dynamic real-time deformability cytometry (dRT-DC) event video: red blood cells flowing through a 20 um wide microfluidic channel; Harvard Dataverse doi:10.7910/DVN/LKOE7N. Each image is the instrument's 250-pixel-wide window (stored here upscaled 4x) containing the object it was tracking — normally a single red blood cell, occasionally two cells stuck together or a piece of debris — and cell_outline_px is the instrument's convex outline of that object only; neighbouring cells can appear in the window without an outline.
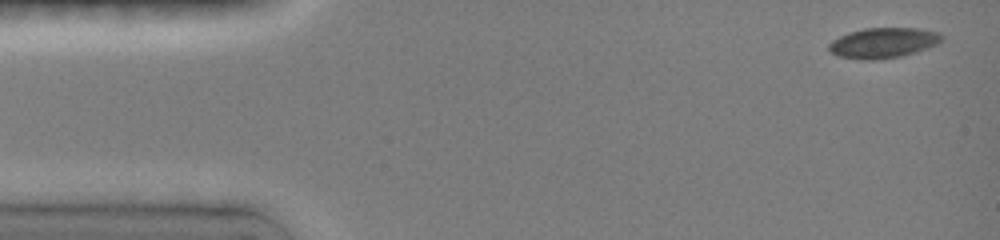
{"species": "common noctule bat (a hibernating species)", "species_latin": "Nyctalus noctula", "temperature_condition": "room temperature", "stored_images_in_passage": 7, "camera_frame_rate_fps": 3000, "um_per_image_px": 0.085, "animal": {"sex": "female", "body_mass_g": 19.0, "forearm_length_mm": 51.5}, "frame": {"image": 1, "passage_image": 1, "time_ms": 0.0, "image_size_px": [1000, 240], "cell_outline_px": [[944, 40], [928, 48], [916, 52], [900, 56], [880, 60], [860, 60], [836, 56], [828, 52], [828, 44], [832, 40], [848, 32], [864, 28], [920, 28], [940, 32], [944, 36]], "centroid_in_image_um": [75.06, 3.65], "position_along_channel_um": 9.9, "area_um2": 20.4}}
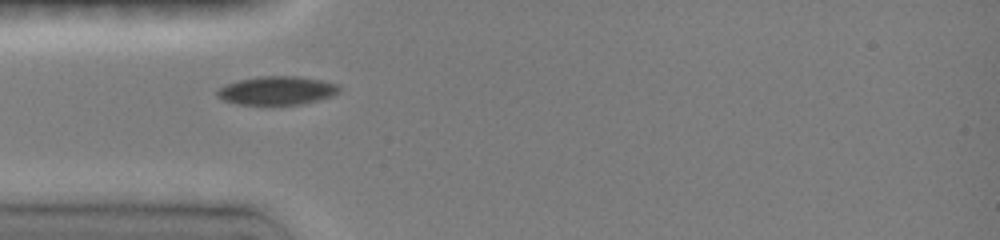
{"frame": {"image": 2, "passage_image": 5, "time_ms": 4.0, "image_size_px": [1000, 240], "cell_outline_px": [[340, 88], [332, 96], [300, 104], [272, 108], [236, 104], [224, 100], [216, 92], [220, 88], [228, 84], [240, 80], [260, 76], [296, 76], [320, 80], [336, 84]], "centroid_in_image_um": [23.51, 7.75], "position_along_channel_um": 61.5, "area_um2": 20.63}}
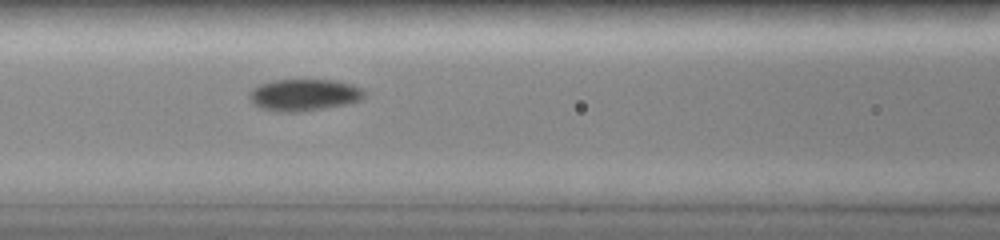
{"frame": {"image": 3, "passage_image": 7, "time_ms": 6.0, "image_size_px": [1000, 240], "cell_outline_px": [[364, 96], [360, 100], [344, 104], [300, 112], [272, 112], [260, 108], [252, 100], [252, 92], [260, 84], [276, 80], [332, 80], [352, 84], [360, 88], [364, 92]], "centroid_in_image_um": [25.86, 8.08], "position_along_channel_um": 140.7, "area_um2": 20.81}}